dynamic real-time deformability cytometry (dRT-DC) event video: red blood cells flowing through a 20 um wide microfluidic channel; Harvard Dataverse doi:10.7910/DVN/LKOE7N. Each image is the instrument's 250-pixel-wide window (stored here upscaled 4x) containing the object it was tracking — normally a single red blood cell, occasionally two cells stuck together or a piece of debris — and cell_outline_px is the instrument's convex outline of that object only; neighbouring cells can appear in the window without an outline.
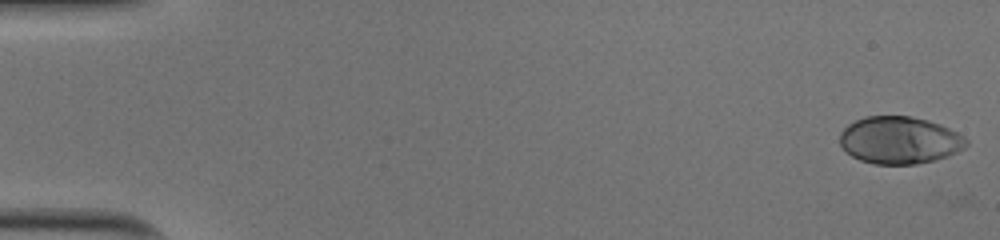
{"species": "human", "species_latin": "Homo sapiens", "temperature_condition": "cold", "stored_images_in_passage": 51, "camera_frame_rate_fps": 3000, "um_per_image_px": 0.085, "donor": {"sex": "male"}, "frame": {"image": 1, "passage_image": 1, "time_ms": 0.0, "image_size_px": [1000, 240], "cell_outline_px": [[968, 144], [964, 148], [948, 156], [936, 160], [916, 164], [872, 164], [860, 160], [852, 156], [840, 144], [840, 132], [848, 124], [864, 116], [912, 116], [928, 120], [940, 124], [964, 136], [968, 140]], "centroid_in_image_um": [76.47, 11.91], "position_along_channel_um": 8.5, "area_um2": 34.97}}
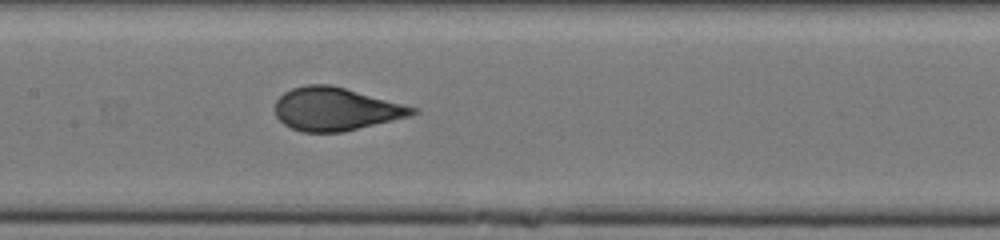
{"frame": {"image": 2, "passage_image": 26, "time_ms": 8.333, "image_size_px": [1000, 240], "cell_outline_px": [[420, 112], [412, 116], [344, 132], [304, 132], [292, 128], [284, 124], [276, 116], [276, 100], [284, 92], [292, 88], [304, 84], [328, 84], [344, 88], [420, 108]], "centroid_in_image_um": [28.58, 9.27], "position_along_channel_um": 178.8, "area_um2": 34.62}}
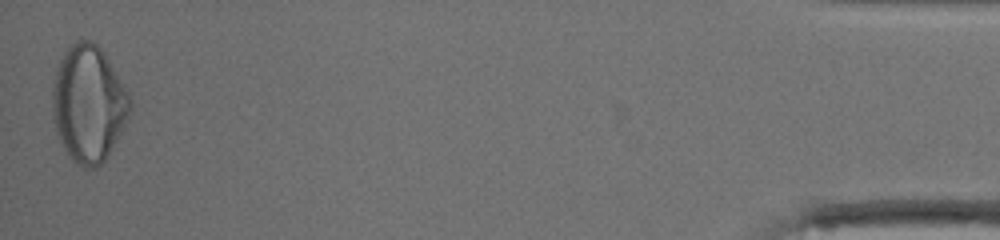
{"frame": {"image": 3, "passage_image": 51, "time_ms": 16.667, "image_size_px": [1000, 240], "cell_outline_px": [[132, 108], [128, 120], [108, 156], [96, 168], [88, 168], [72, 160], [68, 156], [56, 132], [52, 108], [52, 88], [56, 68], [64, 52], [76, 40], [92, 40], [104, 52], [128, 92], [132, 100]], "centroid_in_image_um": [7.54, 8.82], "position_along_channel_um": 427.7, "area_um2": 52.89}, "authors_computed_cell_mechanics": {"area_um2": 34.7378, "velocity_mm_per_s": 4.023, "shape_relaxation_time_tau1_ms": 5.8554, "shape_relaxation_time_tau2_ms": null, "deformation_change_tau1": 0.227, "deformation_change_tau2": null}}